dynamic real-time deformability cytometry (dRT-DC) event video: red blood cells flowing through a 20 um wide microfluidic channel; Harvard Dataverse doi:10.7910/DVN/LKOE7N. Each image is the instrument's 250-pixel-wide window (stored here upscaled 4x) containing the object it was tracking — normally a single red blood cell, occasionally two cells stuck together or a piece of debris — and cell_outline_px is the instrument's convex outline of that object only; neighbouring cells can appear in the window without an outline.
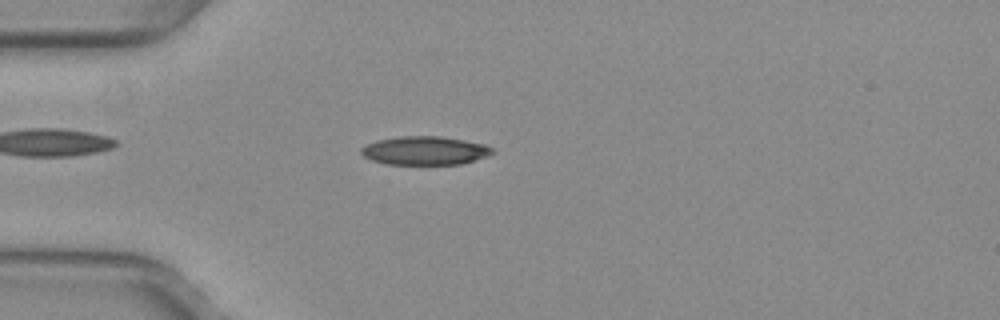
{"species": "common noctule bat (a hibernating species)", "species_latin": "Nyctalus noctula", "temperature_condition": "warm", "stored_images_in_passage": 53, "camera_frame_rate_fps": 3000, "um_per_image_px": 0.085, "animal": {"sex": "female", "body_mass_g": 29.2, "forearm_length_mm": 56.3}, "frame": {"image": 1, "passage_image": 15, "time_ms": 4.667, "image_size_px": [1000, 320], "cell_outline_px": [[496, 152], [488, 156], [460, 164], [388, 164], [372, 160], [364, 156], [360, 152], [360, 148], [376, 140], [400, 136], [440, 136], [464, 140], [484, 144], [492, 148]], "centroid_in_image_um": [36.12, 12.79], "position_along_channel_um": 48.9, "area_um2": 21.79}}
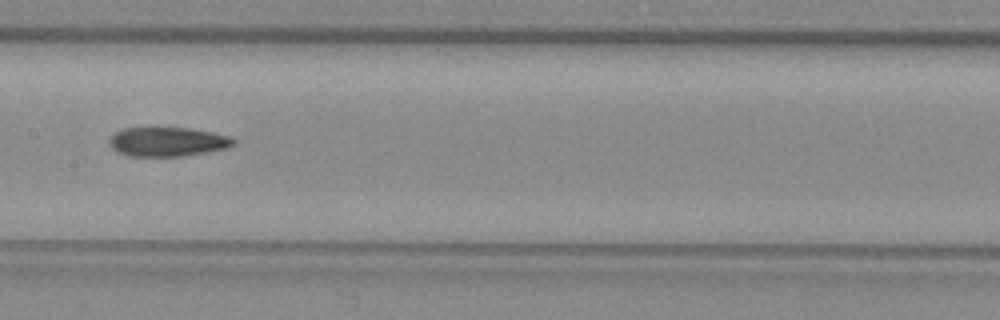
{"frame": {"image": 2, "passage_image": 27, "time_ms": 8.667, "image_size_px": [1000, 320], "cell_outline_px": [[236, 144], [228, 148], [184, 156], [128, 156], [116, 152], [108, 144], [108, 140], [112, 132], [120, 128], [152, 124], [156, 124], [188, 128], [212, 132], [232, 136], [236, 140]], "centroid_in_image_um": [14.16, 11.99], "position_along_channel_um": 193.2, "area_um2": 22.6}}
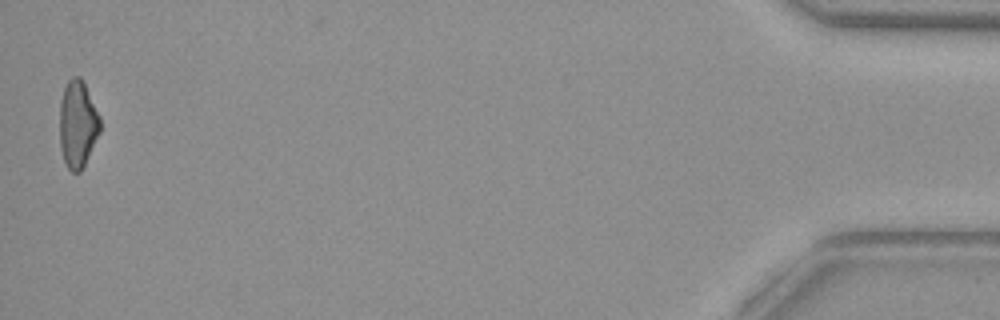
{"frame": {"image": 3, "passage_image": 52, "time_ms": 17.0, "image_size_px": [1000, 320], "cell_outline_px": [[100, 132], [80, 172], [72, 172], [68, 168], [64, 160], [60, 148], [60, 100], [64, 88], [68, 80], [72, 76], [80, 76], [100, 116]], "centroid_in_image_um": [6.59, 10.54], "position_along_channel_um": 428.6, "area_um2": 20.35}, "authors_computed_cell_mechanics": {"area_um2": 21.386, "velocity_mm_per_s": 3.9812, "shape_relaxation_time_tau1_ms": 9.5512, "shape_relaxation_time_tau2_ms": 7.068, "deformation_change_tau1": 0.2241, "deformation_change_tau2": 0.1714}}